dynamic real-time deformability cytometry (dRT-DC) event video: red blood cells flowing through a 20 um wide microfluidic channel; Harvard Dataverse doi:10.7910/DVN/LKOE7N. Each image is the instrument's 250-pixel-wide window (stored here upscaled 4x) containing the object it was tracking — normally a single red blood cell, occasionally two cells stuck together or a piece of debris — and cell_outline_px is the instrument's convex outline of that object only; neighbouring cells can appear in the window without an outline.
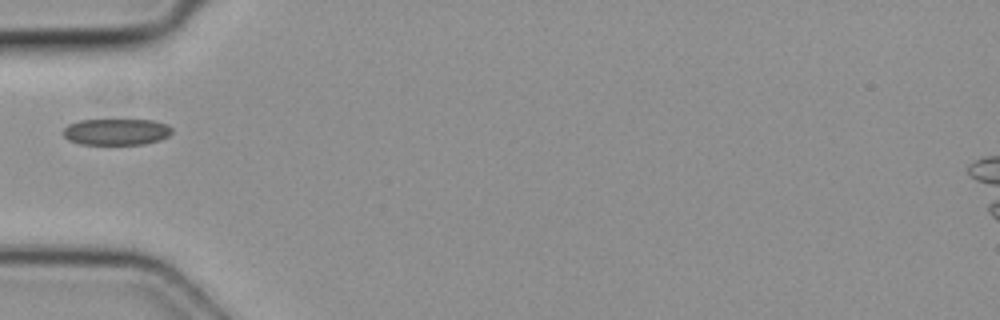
{"species": "common noctule bat (a hibernating species)", "species_latin": "Nyctalus noctula", "temperature_condition": "cold", "stored_images_in_passage": 2, "camera_frame_rate_fps": 3000, "um_per_image_px": 0.085, "animal": {"sex": "female", "body_mass_g": 19.3, "forearm_length_mm": 54.1}, "frame": {"image": 1, "passage_image": 1, "time_ms": 0.0, "image_size_px": [1000, 320], "cell_outline_px": [[172, 132], [168, 136], [160, 140], [144, 144], [80, 144], [68, 140], [64, 136], [64, 128], [68, 124], [80, 120], [152, 120], [168, 124], [172, 128]], "centroid_in_image_um": [9.9, 11.2], "position_along_channel_um": 75.1, "area_um2": 16.76}}
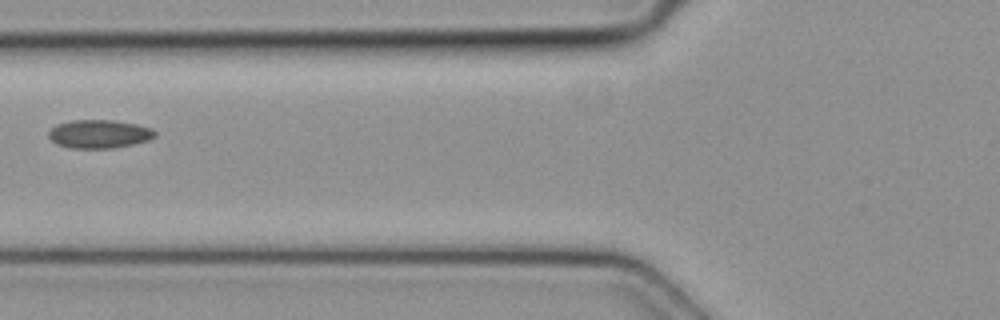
{"frame": {"image": 2, "passage_image": 2, "time_ms": 0.333, "image_size_px": [1000, 320], "cell_outline_px": [[156, 136], [148, 140], [132, 144], [112, 148], [72, 148], [56, 144], [48, 136], [48, 132], [56, 124], [72, 120], [112, 120], [136, 124], [152, 128], [156, 132]], "centroid_in_image_um": [8.42, 11.38], "position_along_channel_um": 117.4, "area_um2": 17.57}}